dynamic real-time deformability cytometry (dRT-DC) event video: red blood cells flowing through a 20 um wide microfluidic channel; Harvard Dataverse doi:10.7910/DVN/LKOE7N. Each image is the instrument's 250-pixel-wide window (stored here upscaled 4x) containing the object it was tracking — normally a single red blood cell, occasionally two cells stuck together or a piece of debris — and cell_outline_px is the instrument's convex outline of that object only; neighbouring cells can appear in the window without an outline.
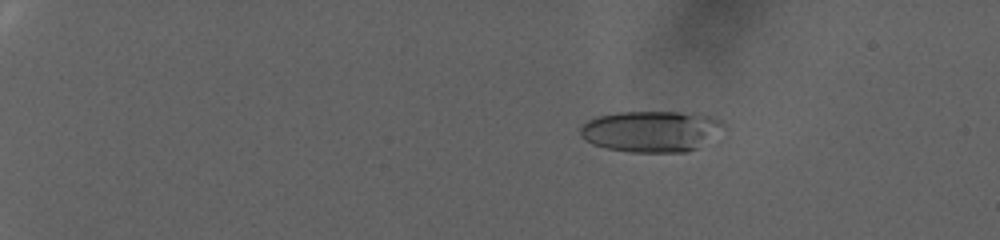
{"species": "human", "species_latin": "Homo sapiens", "temperature_condition": "warm", "stored_images_in_passage": 93, "camera_frame_rate_fps": 3000, "um_per_image_px": 0.085, "donor": {"sex": "female"}, "frame": {"image": 1, "passage_image": 20, "time_ms": 6.333, "image_size_px": [1000, 240], "cell_outline_px": [[724, 124], [696, 148], [688, 152], [628, 152], [608, 148], [592, 144], [584, 140], [580, 136], [580, 128], [588, 120], [596, 116], [616, 112], [680, 112], [712, 116], [720, 120]], "centroid_in_image_um": [55.24, 11.15], "position_along_channel_um": 29.8, "area_um2": 33.87}}
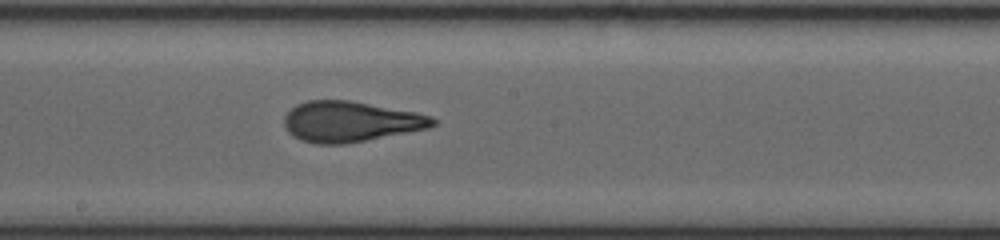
{"frame": {"image": 2, "passage_image": 59, "time_ms": 19.333, "image_size_px": [1000, 240], "cell_outline_px": [[436, 124], [428, 128], [344, 144], [316, 144], [300, 140], [292, 136], [284, 128], [284, 116], [296, 104], [308, 100], [348, 100], [416, 112], [432, 116], [436, 120]], "centroid_in_image_um": [29.74, 10.33], "position_along_channel_um": 218.5, "area_um2": 35.03}}
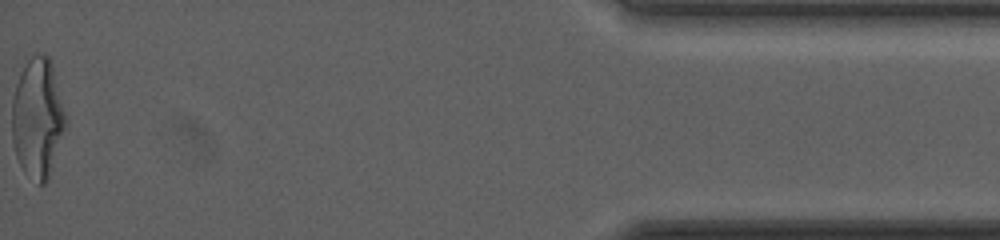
{"frame": {"image": 3, "passage_image": 93, "time_ms": 30.667, "image_size_px": [1000, 240], "cell_outline_px": [[68, 124], [48, 180], [44, 184], [40, 184], [24, 172], [16, 156], [12, 140], [12, 100], [16, 84], [20, 72], [28, 60], [36, 52], [44, 52], [52, 60], [68, 116]], "centroid_in_image_um": [3.24, 9.99], "position_along_channel_um": 432.0, "area_um2": 38.49}, "authors_computed_cell_mechanics": {"area_um2": 34.391, "velocity_mm_per_s": 2.4729, "shape_relaxation_time_tau1_ms": 7.9912, "shape_relaxation_time_tau2_ms": 1.5747, "deformation_change_tau1": 0.2522, "deformation_change_tau2": 0.0951}}